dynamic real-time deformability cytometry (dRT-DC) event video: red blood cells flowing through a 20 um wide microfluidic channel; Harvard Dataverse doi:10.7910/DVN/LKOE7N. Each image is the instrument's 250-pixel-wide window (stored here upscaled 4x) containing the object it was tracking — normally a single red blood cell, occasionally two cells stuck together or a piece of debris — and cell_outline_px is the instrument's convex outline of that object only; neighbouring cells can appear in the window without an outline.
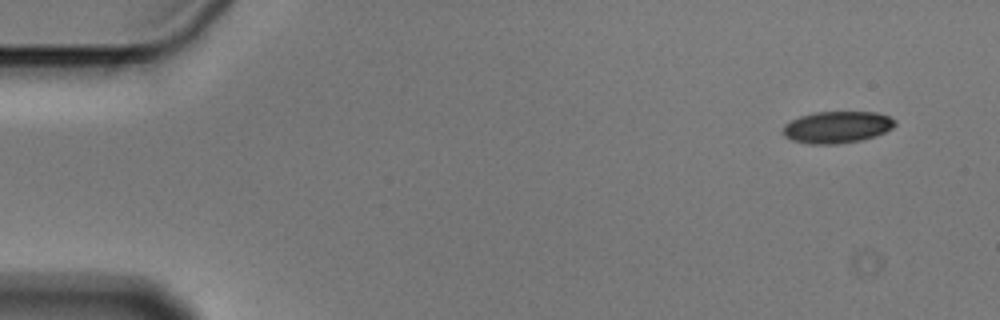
{"species": "Egyptian fruit bat (a non-hibernating species)", "species_latin": "Rousettus aegyptiacus", "temperature_condition": "cold", "stored_images_in_passage": 4, "camera_frame_rate_fps": 3000, "um_per_image_px": 0.085, "animal": {"sex": "male"}, "frame": {"image": 1, "passage_image": 1, "time_ms": 0.0, "image_size_px": [1000, 320], "cell_outline_px": [[896, 124], [892, 128], [884, 132], [860, 140], [836, 144], [808, 144], [792, 140], [784, 136], [784, 124], [800, 116], [812, 112], [876, 112], [888, 116], [896, 120]], "centroid_in_image_um": [71.13, 10.8], "position_along_channel_um": 13.9, "area_um2": 20.63}}